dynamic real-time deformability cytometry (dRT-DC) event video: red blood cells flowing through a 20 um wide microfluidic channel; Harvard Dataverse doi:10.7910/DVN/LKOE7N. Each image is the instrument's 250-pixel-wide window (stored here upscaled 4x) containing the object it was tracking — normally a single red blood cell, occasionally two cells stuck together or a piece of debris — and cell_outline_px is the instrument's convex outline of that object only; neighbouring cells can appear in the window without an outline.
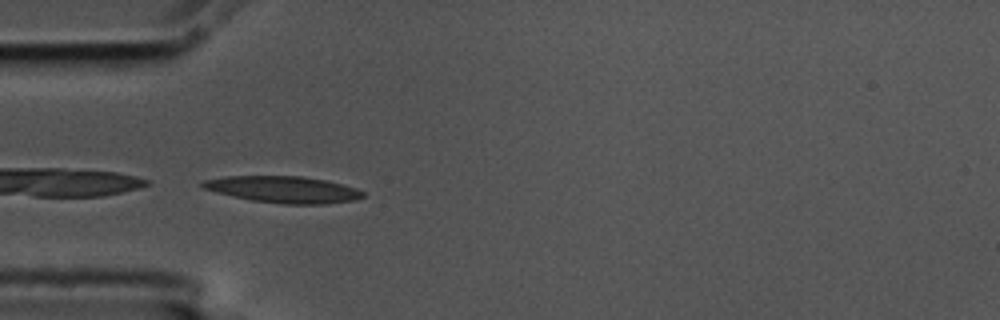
{"species": "common noctule bat (a hibernating species)", "species_latin": "Nyctalus noctula", "temperature_condition": "cold", "stored_images_in_passage": 4, "camera_frame_rate_fps": 3000, "um_per_image_px": 0.085, "animal": {"sex": "male", "body_mass_g": 17.5, "forearm_length_mm": 52.3}, "frame": {"image": 1, "passage_image": 3, "time_ms": 0.667, "image_size_px": [1000, 320], "cell_outline_px": [[364, 196], [356, 200], [324, 204], [284, 204], [252, 200], [232, 196], [216, 192], [204, 188], [200, 184], [204, 180], [224, 176], [304, 176], [324, 180], [356, 188], [364, 192]], "centroid_in_image_um": [24.09, 16.1], "position_along_channel_um": 60.9, "area_um2": 24.74}}